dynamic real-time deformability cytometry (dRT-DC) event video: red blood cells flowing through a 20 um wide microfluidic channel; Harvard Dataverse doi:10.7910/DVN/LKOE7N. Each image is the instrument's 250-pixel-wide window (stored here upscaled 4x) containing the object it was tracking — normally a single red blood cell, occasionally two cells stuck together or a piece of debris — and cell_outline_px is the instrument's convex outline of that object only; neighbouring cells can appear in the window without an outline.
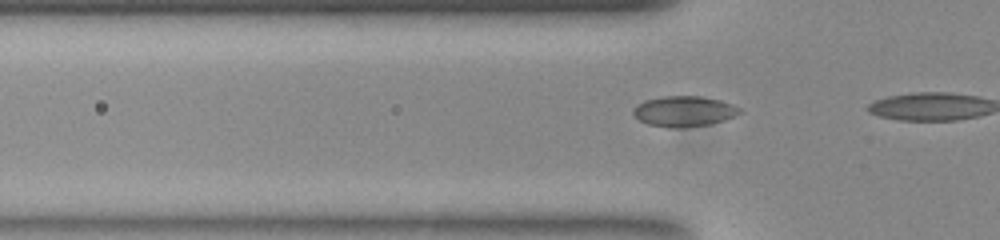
{"species": "common noctule bat (a hibernating species)", "species_latin": "Nyctalus noctula", "temperature_condition": "room temperature", "stored_images_in_passage": 13, "camera_frame_rate_fps": 3000, "um_per_image_px": 0.085, "animal": {"sex": "female", "body_mass_g": 23.0, "forearm_length_mm": 53.4}, "frame": {"image": 1, "passage_image": 10, "time_ms": 3.0, "image_size_px": [1000, 240], "cell_outline_px": [[744, 112], [736, 116], [724, 120], [708, 124], [680, 128], [676, 128], [648, 124], [640, 120], [632, 112], [632, 108], [636, 104], [644, 100], [660, 96], [700, 96], [720, 100], [732, 104], [740, 108]], "centroid_in_image_um": [58.14, 9.44], "position_along_channel_um": 67.7, "area_um2": 19.02}}